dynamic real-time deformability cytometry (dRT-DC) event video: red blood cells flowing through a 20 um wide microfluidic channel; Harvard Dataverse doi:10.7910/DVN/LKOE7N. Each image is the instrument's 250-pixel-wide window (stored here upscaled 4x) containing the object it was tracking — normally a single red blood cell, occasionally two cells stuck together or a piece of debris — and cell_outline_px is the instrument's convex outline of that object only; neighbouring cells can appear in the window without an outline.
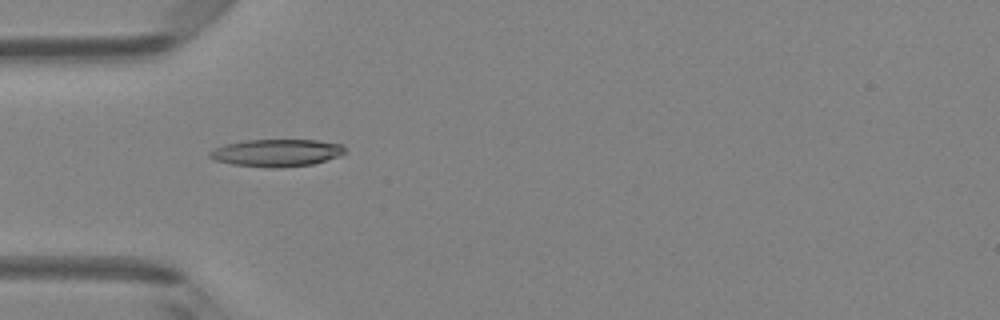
{"species": "Egyptian fruit bat (a non-hibernating species)", "species_latin": "Rousettus aegyptiacus", "temperature_condition": "room temperature", "stored_images_in_passage": 42, "camera_frame_rate_fps": 3000, "um_per_image_px": 0.085, "animal": {"sex": "female"}, "frame": {"image": 1, "passage_image": 9, "time_ms": 2.667, "image_size_px": [1000, 320], "cell_outline_px": [[348, 152], [340, 156], [312, 164], [280, 168], [268, 168], [232, 164], [216, 160], [208, 156], [208, 152], [212, 148], [224, 144], [248, 140], [316, 140], [344, 144]], "centroid_in_image_um": [23.54, 12.99], "position_along_channel_um": 61.5, "area_um2": 21.85}}
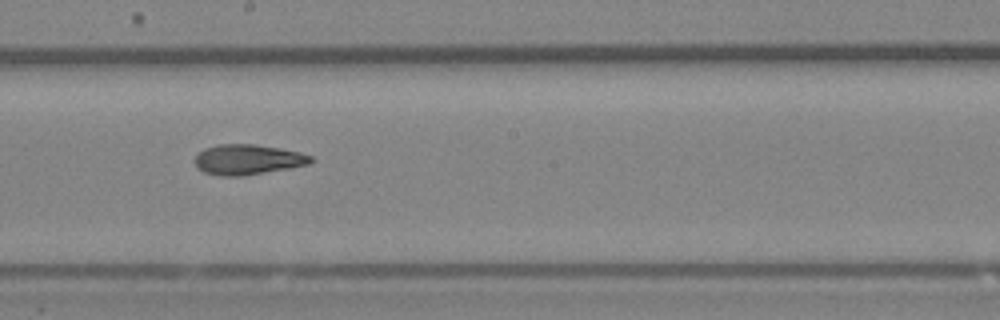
{"frame": {"image": 2, "passage_image": 21, "time_ms": 6.667, "image_size_px": [1000, 320], "cell_outline_px": [[316, 160], [308, 164], [288, 168], [244, 176], [220, 176], [204, 172], [196, 168], [192, 160], [196, 152], [204, 148], [220, 144], [256, 144], [280, 148], [300, 152], [312, 156]], "centroid_in_image_um": [21.0, 13.56], "position_along_channel_um": 227.2, "area_um2": 20.81}}
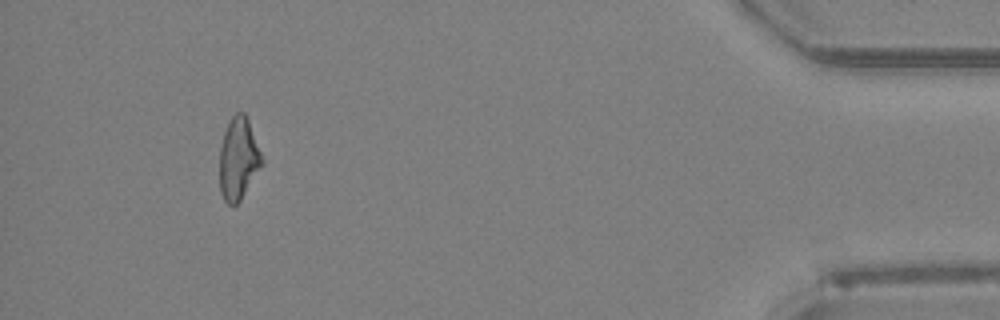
{"frame": {"image": 3, "passage_image": 39, "time_ms": 12.667, "image_size_px": [1000, 320], "cell_outline_px": [[264, 164], [240, 200], [236, 204], [228, 204], [224, 200], [220, 192], [220, 148], [224, 132], [232, 116], [236, 112], [244, 112], [248, 120], [264, 160]], "centroid_in_image_um": [20.28, 13.5], "position_along_channel_um": 414.9, "area_um2": 20.17}, "authors_computed_cell_mechanics": {"area_um2": 20.4034, "velocity_mm_per_s": 4.2062, "shape_relaxation_time_tau1_ms": 9.1945, "shape_relaxation_time_tau2_ms": 2.8847, "deformation_change_tau1": 0.2317, "deformation_change_tau2": 0.1096}}